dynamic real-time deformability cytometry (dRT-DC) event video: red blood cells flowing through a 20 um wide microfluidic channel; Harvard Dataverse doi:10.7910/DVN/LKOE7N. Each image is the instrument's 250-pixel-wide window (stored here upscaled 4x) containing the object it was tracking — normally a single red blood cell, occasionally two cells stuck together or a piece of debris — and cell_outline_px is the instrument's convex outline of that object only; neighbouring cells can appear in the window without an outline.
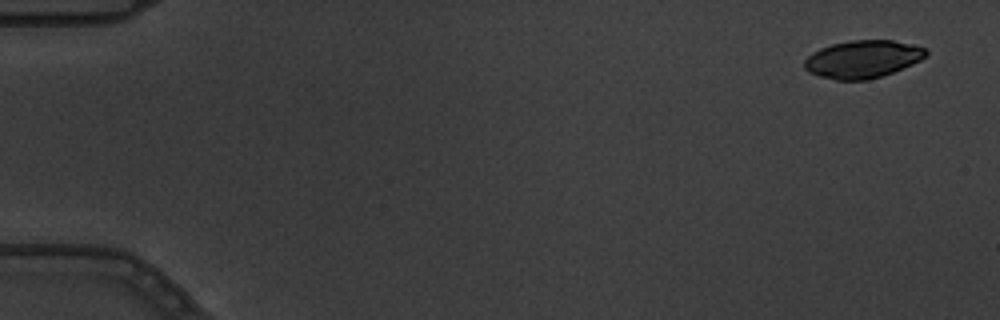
{"species": "common noctule bat (a hibernating species)", "species_latin": "Nyctalus noctula", "temperature_condition": "warm", "stored_images_in_passage": 3, "camera_frame_rate_fps": 3000, "um_per_image_px": 0.085, "animal": {"sex": "male", "body_mass_g": 19.5, "forearm_length_mm": 54.6}, "frame": {"image": 1, "passage_image": 1, "time_ms": 0.0, "image_size_px": [1000, 320], "cell_outline_px": [[928, 52], [920, 60], [912, 64], [892, 72], [868, 80], [836, 80], [820, 76], [808, 72], [804, 68], [804, 60], [812, 52], [820, 48], [832, 44], [852, 40], [892, 40], [912, 44], [924, 48]], "centroid_in_image_um": [73.29, 5.02], "position_along_channel_um": 11.7, "area_um2": 26.53}}